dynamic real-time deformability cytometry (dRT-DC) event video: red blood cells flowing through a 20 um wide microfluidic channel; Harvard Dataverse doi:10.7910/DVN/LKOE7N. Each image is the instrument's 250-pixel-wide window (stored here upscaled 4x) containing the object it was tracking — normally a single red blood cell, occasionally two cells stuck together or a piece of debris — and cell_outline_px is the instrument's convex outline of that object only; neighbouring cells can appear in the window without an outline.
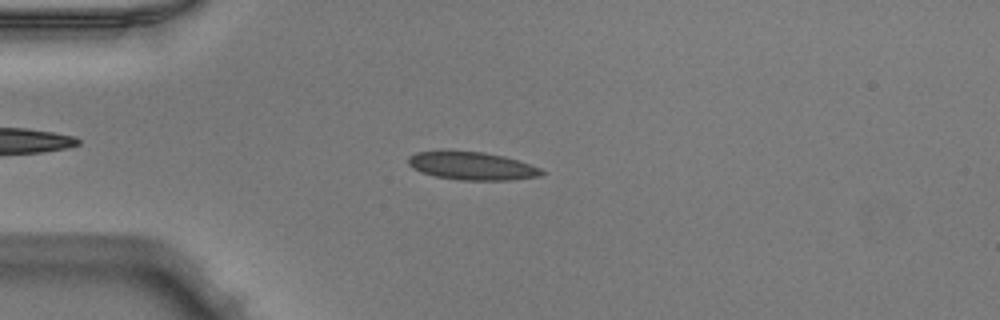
{"species": "Egyptian fruit bat (a non-hibernating species)", "species_latin": "Rousettus aegyptiacus", "temperature_condition": "warm", "stored_images_in_passage": 49, "camera_frame_rate_fps": 3000, "um_per_image_px": 0.085, "animal": {"sex": "male"}, "frame": {"image": 1, "passage_image": 12, "time_ms": 3.667, "image_size_px": [1000, 320], "cell_outline_px": [[544, 172], [540, 176], [512, 180], [460, 180], [436, 176], [420, 172], [412, 168], [408, 164], [408, 156], [416, 152], [484, 152], [504, 156], [540, 168]], "centroid_in_image_um": [40.11, 14.12], "position_along_channel_um": 44.9, "area_um2": 21.39}}
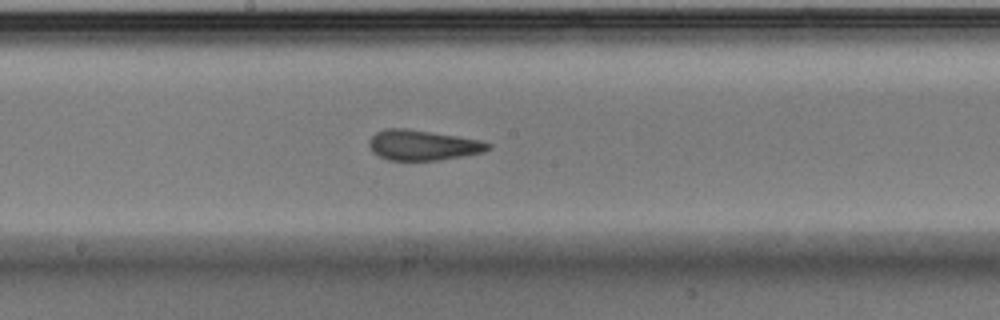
{"frame": {"image": 2, "passage_image": 26, "time_ms": 8.333, "image_size_px": [1000, 320], "cell_outline_px": [[492, 148], [484, 152], [464, 156], [436, 160], [388, 160], [372, 152], [368, 144], [368, 140], [376, 132], [388, 128], [404, 128], [456, 136], [480, 140], [492, 144]], "centroid_in_image_um": [35.94, 12.34], "position_along_channel_um": 212.3, "area_um2": 20.92}}
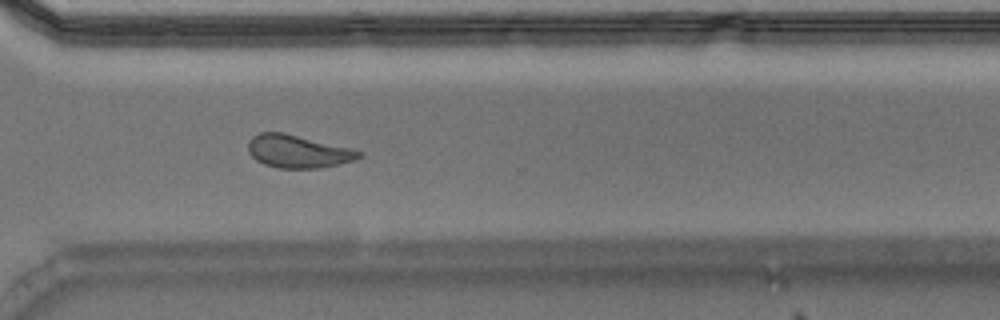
{"frame": {"image": 3, "passage_image": 36, "time_ms": 11.667, "image_size_px": [1000, 320], "cell_outline_px": [[364, 156], [352, 160], [320, 168], [276, 168], [264, 164], [256, 160], [248, 152], [248, 140], [252, 136], [260, 132], [284, 132], [352, 148], [360, 152]], "centroid_in_image_um": [25.28, 12.86], "position_along_channel_um": 345.3, "area_um2": 21.27}, "authors_computed_cell_mechanics": {"area_um2": 21.2126, "velocity_mm_per_s": 3.9975, "shape_relaxation_time_tau1_ms": 3.4736, "shape_relaxation_time_tau2_ms": 1.2434, "deformation_change_tau1": 0.1378, "deformation_change_tau2": 0.0603}}